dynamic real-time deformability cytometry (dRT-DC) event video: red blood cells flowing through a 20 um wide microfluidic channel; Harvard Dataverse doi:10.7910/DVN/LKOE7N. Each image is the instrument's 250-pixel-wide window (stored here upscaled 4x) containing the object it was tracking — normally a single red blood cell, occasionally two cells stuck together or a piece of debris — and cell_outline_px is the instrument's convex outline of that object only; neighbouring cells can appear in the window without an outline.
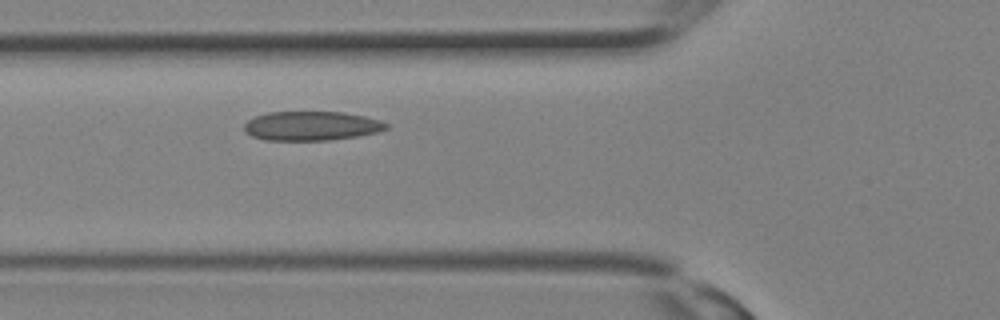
{"species": "Egyptian fruit bat (a non-hibernating species)", "species_latin": "Rousettus aegyptiacus", "temperature_condition": "room temperature", "stored_images_in_passage": 3, "camera_frame_rate_fps": 3000, "um_per_image_px": 0.085, "animal": {"sex": "female"}, "frame": {"image": 1, "passage_image": 3, "time_ms": 0.667, "image_size_px": [1000, 320], "cell_outline_px": [[388, 128], [376, 132], [356, 136], [328, 140], [264, 140], [252, 136], [244, 132], [244, 124], [248, 120], [256, 116], [268, 112], [344, 112], [364, 116], [380, 120], [388, 124]], "centroid_in_image_um": [26.44, 10.7], "position_along_channel_um": 99.4, "area_um2": 24.1}}